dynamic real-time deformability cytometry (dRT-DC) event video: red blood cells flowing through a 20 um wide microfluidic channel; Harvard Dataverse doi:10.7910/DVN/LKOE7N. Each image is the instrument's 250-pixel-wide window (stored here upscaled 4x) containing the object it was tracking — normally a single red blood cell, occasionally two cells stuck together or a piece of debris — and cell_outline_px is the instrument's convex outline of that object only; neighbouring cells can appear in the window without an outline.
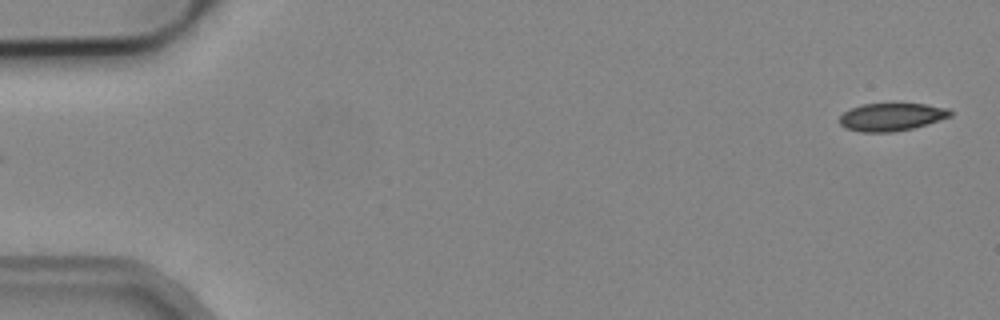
{"species": "common noctule bat (a hibernating species)", "species_latin": "Nyctalus noctula", "temperature_condition": "cold", "stored_images_in_passage": 2, "camera_frame_rate_fps": 3000, "um_per_image_px": 0.085, "animal": {"sex": "male", "body_mass_g": 19.2, "forearm_length_mm": 51.8}, "frame": {"image": 1, "passage_image": 2, "time_ms": 1.333, "image_size_px": [1000, 320], "cell_outline_px": [[952, 116], [912, 128], [892, 132], [860, 132], [848, 128], [840, 124], [840, 116], [844, 112], [852, 108], [864, 104], [924, 104], [948, 108], [952, 112]], "centroid_in_image_um": [75.79, 9.94], "position_along_channel_um": 9.2, "area_um2": 17.63}}